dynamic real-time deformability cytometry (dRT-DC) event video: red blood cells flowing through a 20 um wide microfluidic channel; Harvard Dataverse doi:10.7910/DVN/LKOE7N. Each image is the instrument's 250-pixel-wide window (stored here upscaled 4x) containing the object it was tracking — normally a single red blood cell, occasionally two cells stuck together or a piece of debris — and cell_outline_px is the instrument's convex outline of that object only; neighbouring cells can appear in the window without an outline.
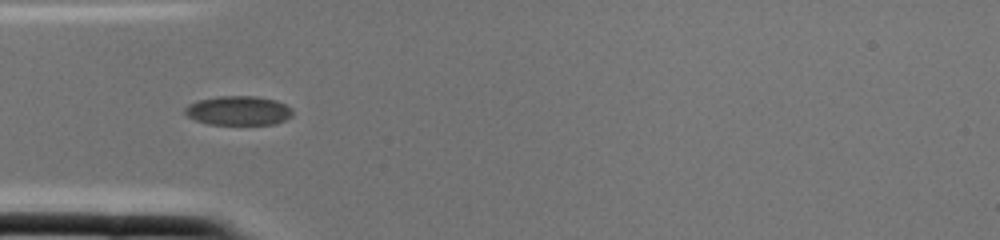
{"species": "common noctule bat (a hibernating species)", "species_latin": "Nyctalus noctula", "temperature_condition": "cold", "stored_images_in_passage": 2, "camera_frame_rate_fps": 3000, "um_per_image_px": 0.085, "animal": {"sex": "female", "body_mass_g": 22.0, "forearm_length_mm": 56.7}, "frame": {"image": 1, "passage_image": 2, "time_ms": 0.333, "image_size_px": [1000, 240], "cell_outline_px": [[292, 116], [276, 124], [208, 124], [196, 120], [188, 116], [184, 112], [184, 108], [188, 104], [196, 100], [220, 96], [256, 96], [276, 100], [292, 108]], "centroid_in_image_um": [20.25, 9.39], "position_along_channel_um": 64.7, "area_um2": 18.38}}